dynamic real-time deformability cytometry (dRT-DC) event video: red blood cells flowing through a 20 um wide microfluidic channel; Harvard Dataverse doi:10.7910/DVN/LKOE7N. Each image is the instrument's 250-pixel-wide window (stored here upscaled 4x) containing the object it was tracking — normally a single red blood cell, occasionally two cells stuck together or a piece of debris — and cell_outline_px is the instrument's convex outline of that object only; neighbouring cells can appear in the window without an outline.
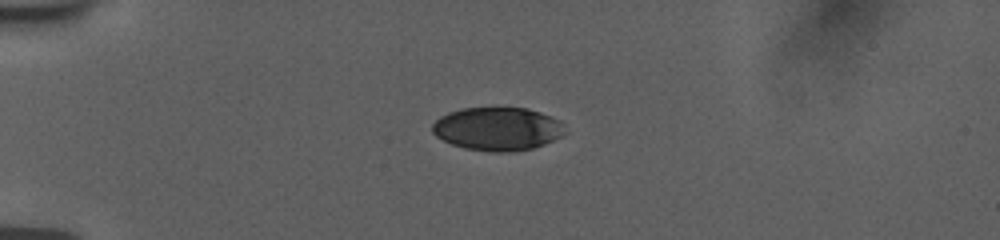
{"species": "human", "species_latin": "Homo sapiens", "temperature_condition": "room temperature", "stored_images_in_passage": 42, "camera_frame_rate_fps": 3000, "um_per_image_px": 0.085, "donor": {"sex": "female"}, "frame": {"image": 1, "passage_image": 1, "time_ms": 0.0, "image_size_px": [1000, 240], "cell_outline_px": [[568, 132], [564, 136], [544, 144], [532, 148], [512, 152], [492, 152], [464, 148], [452, 144], [436, 136], [432, 132], [432, 124], [440, 116], [448, 112], [460, 108], [528, 108], [540, 112], [560, 120]], "centroid_in_image_um": [42.32, 10.95], "position_along_channel_um": 42.7, "area_um2": 33.76}}
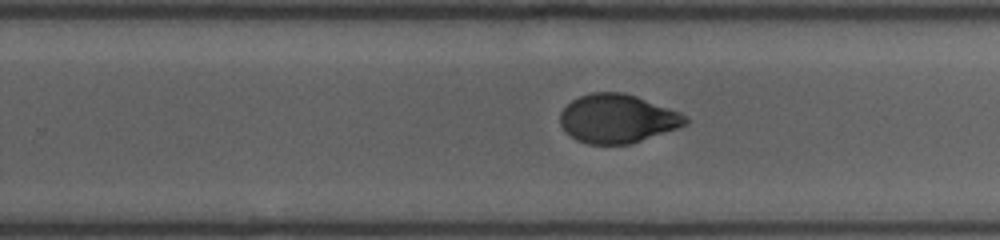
{"frame": {"image": 2, "passage_image": 23, "time_ms": 7.333, "image_size_px": [1000, 240], "cell_outline_px": [[688, 120], [684, 124], [676, 128], [632, 144], [588, 144], [576, 140], [564, 132], [560, 124], [560, 112], [572, 100], [580, 96], [592, 92], [624, 92], [636, 96], [680, 112], [688, 116]], "centroid_in_image_um": [52.44, 10.09], "position_along_channel_um": 277.4, "area_um2": 35.55}}
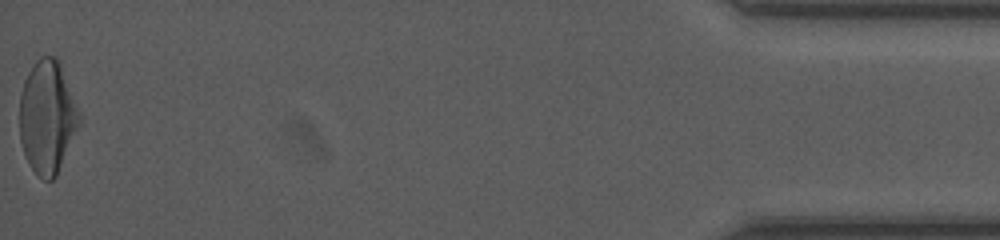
{"frame": {"image": 3, "passage_image": 42, "time_ms": 13.667, "image_size_px": [1000, 240], "cell_outline_px": [[80, 120], [56, 176], [52, 180], [44, 180], [28, 164], [20, 140], [20, 96], [24, 80], [28, 72], [36, 60], [40, 56], [56, 56], [60, 60], [80, 116]], "centroid_in_image_um": [4.0, 9.9], "position_along_channel_um": 431.2, "area_um2": 38.78}, "authors_computed_cell_mechanics": {"area_um2": 36.0383, "velocity_mm_per_s": 3.7674, "shape_relaxation_time_tau1_ms": 4.4298, "shape_relaxation_time_tau2_ms": 1.5771, "deformation_change_tau1": 0.1548, "deformation_change_tau2": 0.0498}}